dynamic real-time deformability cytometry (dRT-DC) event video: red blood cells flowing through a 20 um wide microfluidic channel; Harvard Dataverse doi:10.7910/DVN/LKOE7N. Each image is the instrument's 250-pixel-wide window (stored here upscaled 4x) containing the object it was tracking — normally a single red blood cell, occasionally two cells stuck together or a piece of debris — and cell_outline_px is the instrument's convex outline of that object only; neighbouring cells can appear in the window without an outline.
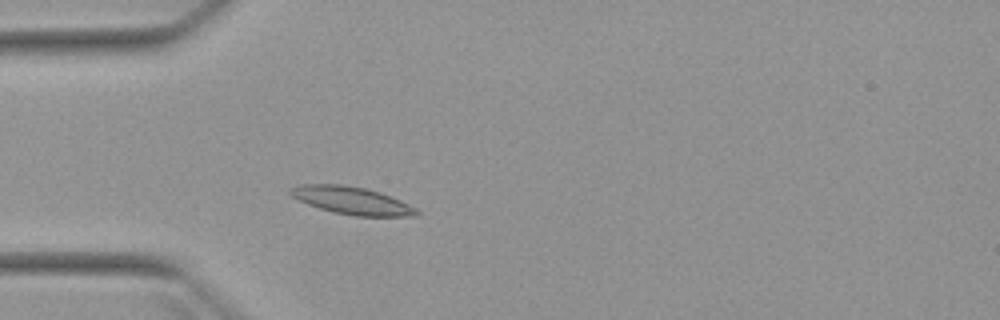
{"species": "Egyptian fruit bat (a non-hibernating species)", "species_latin": "Rousettus aegyptiacus", "temperature_condition": "warm", "stored_images_in_passage": 3, "camera_frame_rate_fps": 3000, "um_per_image_px": 0.085, "animal": {"sex": "female"}, "frame": {"image": 1, "passage_image": 3, "time_ms": 2.667, "image_size_px": [1000, 320], "cell_outline_px": [[420, 212], [416, 216], [356, 216], [332, 212], [308, 204], [292, 196], [288, 192], [288, 188], [300, 184], [344, 184], [364, 188], [380, 192], [400, 200], [416, 208]], "centroid_in_image_um": [29.88, 17.04], "position_along_channel_um": 55.1, "area_um2": 20.29}}